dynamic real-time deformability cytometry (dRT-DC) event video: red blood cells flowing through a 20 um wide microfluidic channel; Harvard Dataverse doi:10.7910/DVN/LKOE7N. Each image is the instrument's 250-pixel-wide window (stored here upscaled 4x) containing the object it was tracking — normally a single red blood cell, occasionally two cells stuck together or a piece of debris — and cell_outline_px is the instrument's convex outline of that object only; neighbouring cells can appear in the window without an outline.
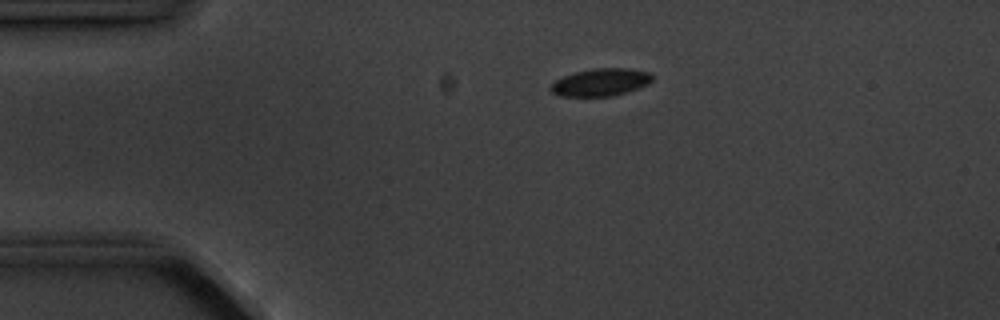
{"species": "common noctule bat (a hibernating species)", "species_latin": "Nyctalus noctula", "temperature_condition": "cold", "stored_images_in_passage": 4, "camera_frame_rate_fps": 3000, "um_per_image_px": 0.085, "animal": {"sex": "male", "body_mass_g": 20.1, "forearm_length_mm": 53.5}, "frame": {"image": 1, "passage_image": 3, "time_ms": 2.333, "image_size_px": [1000, 320], "cell_outline_px": [[652, 80], [648, 84], [612, 96], [560, 96], [552, 92], [548, 88], [556, 80], [564, 76], [576, 72], [592, 68], [628, 68], [652, 72]], "centroid_in_image_um": [51.06, 6.98], "position_along_channel_um": 33.9, "area_um2": 16.18}}